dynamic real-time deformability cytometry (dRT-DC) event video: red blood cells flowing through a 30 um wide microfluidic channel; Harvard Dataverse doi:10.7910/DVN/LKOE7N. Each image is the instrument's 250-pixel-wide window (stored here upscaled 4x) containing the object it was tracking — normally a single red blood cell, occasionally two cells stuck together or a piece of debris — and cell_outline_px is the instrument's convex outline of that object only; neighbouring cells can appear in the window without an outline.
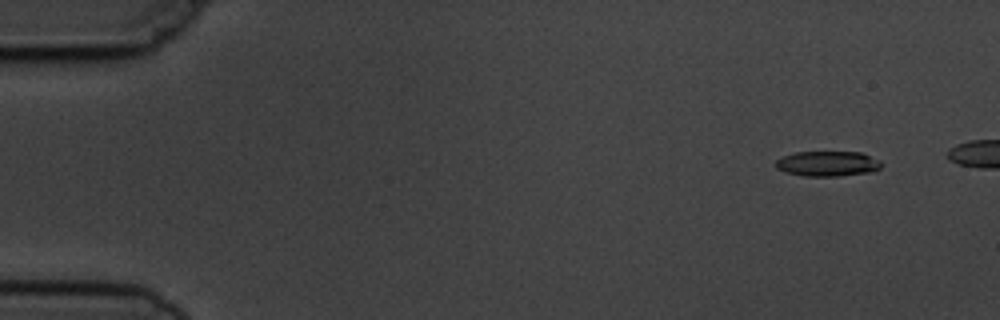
{"species": "common noctule bat (a hibernating species)", "species_latin": "Nyctalus noctula", "temperature_condition": "cold", "stored_images_in_passage": 8, "segment_of_instrument_passage": [1, 2], "camera_frame_rate_fps": 3000, "um_per_image_px": 0.085, "animal": {"sex": "male", "body_mass_g": 19.5, "forearm_length_mm": 54.6}, "frame": {"image": 1, "passage_image": 2, "time_ms": 1.0, "image_size_px": [1000, 320], "cell_outline_px": [[880, 168], [872, 172], [840, 176], [804, 176], [784, 172], [776, 168], [776, 160], [784, 156], [796, 152], [860, 152], [880, 160]], "centroid_in_image_um": [70.34, 13.92], "position_along_channel_um": 14.7, "area_um2": 15.49}}
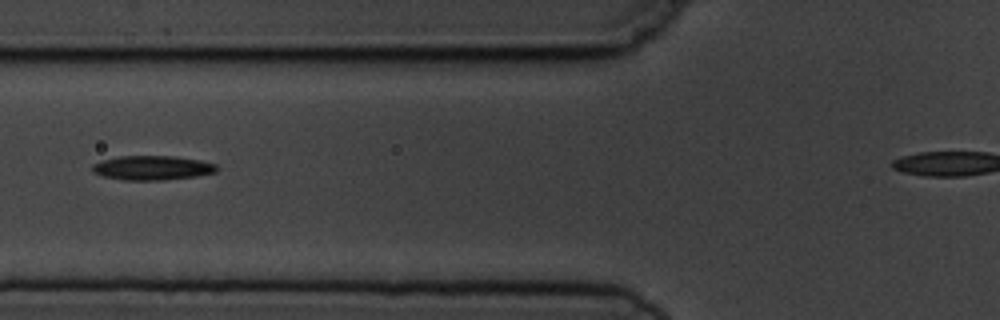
{"frame": {"image": 2, "passage_image": 7, "time_ms": 6.667, "image_size_px": [1000, 320], "cell_outline_px": [[220, 168], [216, 172], [196, 176], [164, 180], [124, 180], [100, 176], [92, 172], [92, 164], [104, 160], [120, 156], [176, 156], [200, 160], [216, 164]], "centroid_in_image_um": [12.95, 14.27], "position_along_channel_um": 112.8, "area_um2": 17.8}}